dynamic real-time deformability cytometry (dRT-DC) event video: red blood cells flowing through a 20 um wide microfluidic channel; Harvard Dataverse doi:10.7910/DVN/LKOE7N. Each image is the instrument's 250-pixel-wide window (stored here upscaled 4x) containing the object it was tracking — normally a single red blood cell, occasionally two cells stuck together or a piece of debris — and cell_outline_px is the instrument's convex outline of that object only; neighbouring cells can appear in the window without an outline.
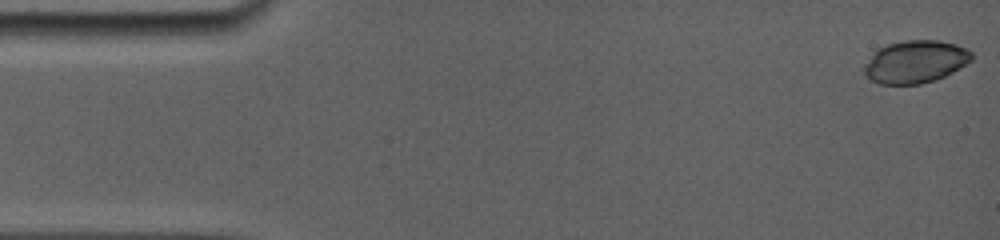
{"species": "common noctule bat (a hibernating species)", "species_latin": "Nyctalus noctula", "temperature_condition": "room temperature", "stored_images_in_passage": 11, "camera_frame_rate_fps": 5000, "um_per_image_px": 0.085, "animal": {"sex": "female", "body_mass_g": 19.0, "forearm_length_mm": 56.7}, "frame": {"image": 1, "passage_image": 1, "time_ms": 0.0, "image_size_px": [1000, 240], "cell_outline_px": [[972, 60], [960, 68], [936, 80], [920, 84], [880, 84], [864, 76], [864, 64], [872, 52], [888, 44], [904, 40], [940, 40], [956, 44], [972, 52]], "centroid_in_image_um": [77.79, 5.25], "position_along_channel_um": 7.2, "area_um2": 26.82}}
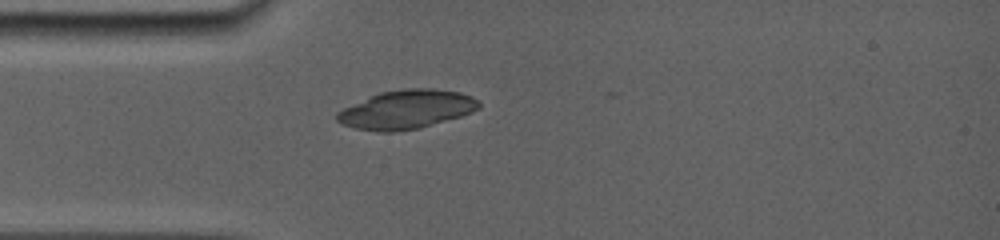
{"frame": {"image": 2, "passage_image": 10, "time_ms": 4.2, "image_size_px": [1000, 240], "cell_outline_px": [[480, 108], [472, 112], [460, 116], [420, 128], [392, 132], [376, 132], [356, 128], [340, 124], [336, 120], [336, 112], [344, 108], [380, 92], [404, 88], [432, 88], [460, 92], [472, 96], [480, 104]], "centroid_in_image_um": [34.54, 9.31], "position_along_channel_um": 50.5, "area_um2": 32.02}}